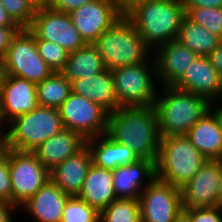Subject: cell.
Wrapping results in <instances>:
<instances>
[{
  "label": "cell",
  "mask_w": 222,
  "mask_h": 222,
  "mask_svg": "<svg viewBox=\"0 0 222 222\" xmlns=\"http://www.w3.org/2000/svg\"><path fill=\"white\" fill-rule=\"evenodd\" d=\"M39 55L54 72H61L69 57V51L50 41L36 40Z\"/></svg>",
  "instance_id": "d6a6232c"
},
{
  "label": "cell",
  "mask_w": 222,
  "mask_h": 222,
  "mask_svg": "<svg viewBox=\"0 0 222 222\" xmlns=\"http://www.w3.org/2000/svg\"><path fill=\"white\" fill-rule=\"evenodd\" d=\"M124 15L155 49L177 40L186 11L182 0H132L124 4Z\"/></svg>",
  "instance_id": "7a4b0ae2"
},
{
  "label": "cell",
  "mask_w": 222,
  "mask_h": 222,
  "mask_svg": "<svg viewBox=\"0 0 222 222\" xmlns=\"http://www.w3.org/2000/svg\"><path fill=\"white\" fill-rule=\"evenodd\" d=\"M112 173L117 199H139L143 191L141 188L143 179L151 183L156 178V165L154 161L139 159L128 166L112 170Z\"/></svg>",
  "instance_id": "d6986e66"
},
{
  "label": "cell",
  "mask_w": 222,
  "mask_h": 222,
  "mask_svg": "<svg viewBox=\"0 0 222 222\" xmlns=\"http://www.w3.org/2000/svg\"><path fill=\"white\" fill-rule=\"evenodd\" d=\"M206 161L186 135L161 136L156 178L181 189Z\"/></svg>",
  "instance_id": "5b68a950"
},
{
  "label": "cell",
  "mask_w": 222,
  "mask_h": 222,
  "mask_svg": "<svg viewBox=\"0 0 222 222\" xmlns=\"http://www.w3.org/2000/svg\"><path fill=\"white\" fill-rule=\"evenodd\" d=\"M0 27H19L0 3Z\"/></svg>",
  "instance_id": "60d3db41"
},
{
  "label": "cell",
  "mask_w": 222,
  "mask_h": 222,
  "mask_svg": "<svg viewBox=\"0 0 222 222\" xmlns=\"http://www.w3.org/2000/svg\"><path fill=\"white\" fill-rule=\"evenodd\" d=\"M106 134L117 143L127 145L139 159L156 163L161 135L154 105L119 107L109 113Z\"/></svg>",
  "instance_id": "6da1fadb"
},
{
  "label": "cell",
  "mask_w": 222,
  "mask_h": 222,
  "mask_svg": "<svg viewBox=\"0 0 222 222\" xmlns=\"http://www.w3.org/2000/svg\"><path fill=\"white\" fill-rule=\"evenodd\" d=\"M118 1H120L124 5L128 0H118Z\"/></svg>",
  "instance_id": "681fc988"
},
{
  "label": "cell",
  "mask_w": 222,
  "mask_h": 222,
  "mask_svg": "<svg viewBox=\"0 0 222 222\" xmlns=\"http://www.w3.org/2000/svg\"><path fill=\"white\" fill-rule=\"evenodd\" d=\"M5 77H6L5 61L3 57H0V90L4 83Z\"/></svg>",
  "instance_id": "7bdbcfd3"
},
{
  "label": "cell",
  "mask_w": 222,
  "mask_h": 222,
  "mask_svg": "<svg viewBox=\"0 0 222 222\" xmlns=\"http://www.w3.org/2000/svg\"><path fill=\"white\" fill-rule=\"evenodd\" d=\"M0 3L20 28L31 25L38 7L34 0H0Z\"/></svg>",
  "instance_id": "4dcf8cb0"
},
{
  "label": "cell",
  "mask_w": 222,
  "mask_h": 222,
  "mask_svg": "<svg viewBox=\"0 0 222 222\" xmlns=\"http://www.w3.org/2000/svg\"><path fill=\"white\" fill-rule=\"evenodd\" d=\"M1 126H0V158L5 156L8 153L9 150V144H8V133L5 131L1 132Z\"/></svg>",
  "instance_id": "b9f144b4"
},
{
  "label": "cell",
  "mask_w": 222,
  "mask_h": 222,
  "mask_svg": "<svg viewBox=\"0 0 222 222\" xmlns=\"http://www.w3.org/2000/svg\"><path fill=\"white\" fill-rule=\"evenodd\" d=\"M212 109H213V106L210 105V110L214 113L215 117L217 118L218 123L220 125V129L222 131V106L220 105L219 108L217 107L214 110H212Z\"/></svg>",
  "instance_id": "ee69618b"
},
{
  "label": "cell",
  "mask_w": 222,
  "mask_h": 222,
  "mask_svg": "<svg viewBox=\"0 0 222 222\" xmlns=\"http://www.w3.org/2000/svg\"><path fill=\"white\" fill-rule=\"evenodd\" d=\"M68 14L84 42L93 44L124 15V5L118 0H94Z\"/></svg>",
  "instance_id": "4fadbf2b"
},
{
  "label": "cell",
  "mask_w": 222,
  "mask_h": 222,
  "mask_svg": "<svg viewBox=\"0 0 222 222\" xmlns=\"http://www.w3.org/2000/svg\"><path fill=\"white\" fill-rule=\"evenodd\" d=\"M12 184L8 167V153L0 158V198L12 203Z\"/></svg>",
  "instance_id": "e575fe53"
},
{
  "label": "cell",
  "mask_w": 222,
  "mask_h": 222,
  "mask_svg": "<svg viewBox=\"0 0 222 222\" xmlns=\"http://www.w3.org/2000/svg\"><path fill=\"white\" fill-rule=\"evenodd\" d=\"M185 11L192 7H222V0H182Z\"/></svg>",
  "instance_id": "74e56055"
},
{
  "label": "cell",
  "mask_w": 222,
  "mask_h": 222,
  "mask_svg": "<svg viewBox=\"0 0 222 222\" xmlns=\"http://www.w3.org/2000/svg\"><path fill=\"white\" fill-rule=\"evenodd\" d=\"M4 117H3V113H2V103H1V94H0V126L2 123H4Z\"/></svg>",
  "instance_id": "7dc6e473"
},
{
  "label": "cell",
  "mask_w": 222,
  "mask_h": 222,
  "mask_svg": "<svg viewBox=\"0 0 222 222\" xmlns=\"http://www.w3.org/2000/svg\"><path fill=\"white\" fill-rule=\"evenodd\" d=\"M20 29V27H0V57L4 58L13 37Z\"/></svg>",
  "instance_id": "8d00e7d4"
},
{
  "label": "cell",
  "mask_w": 222,
  "mask_h": 222,
  "mask_svg": "<svg viewBox=\"0 0 222 222\" xmlns=\"http://www.w3.org/2000/svg\"><path fill=\"white\" fill-rule=\"evenodd\" d=\"M78 197L100 213L117 200L112 171L91 164Z\"/></svg>",
  "instance_id": "cb8c5ba5"
},
{
  "label": "cell",
  "mask_w": 222,
  "mask_h": 222,
  "mask_svg": "<svg viewBox=\"0 0 222 222\" xmlns=\"http://www.w3.org/2000/svg\"><path fill=\"white\" fill-rule=\"evenodd\" d=\"M71 92L100 105L108 113L119 108L110 70L71 82Z\"/></svg>",
  "instance_id": "7402d4cb"
},
{
  "label": "cell",
  "mask_w": 222,
  "mask_h": 222,
  "mask_svg": "<svg viewBox=\"0 0 222 222\" xmlns=\"http://www.w3.org/2000/svg\"><path fill=\"white\" fill-rule=\"evenodd\" d=\"M222 160L208 159L181 188L183 208L219 206Z\"/></svg>",
  "instance_id": "5bb4252c"
},
{
  "label": "cell",
  "mask_w": 222,
  "mask_h": 222,
  "mask_svg": "<svg viewBox=\"0 0 222 222\" xmlns=\"http://www.w3.org/2000/svg\"><path fill=\"white\" fill-rule=\"evenodd\" d=\"M0 94L2 113L7 123L38 106L36 83L27 79L6 75Z\"/></svg>",
  "instance_id": "e0dca14e"
},
{
  "label": "cell",
  "mask_w": 222,
  "mask_h": 222,
  "mask_svg": "<svg viewBox=\"0 0 222 222\" xmlns=\"http://www.w3.org/2000/svg\"><path fill=\"white\" fill-rule=\"evenodd\" d=\"M218 201H219V206H222V172H221V180H220L219 189H218Z\"/></svg>",
  "instance_id": "bcb514c9"
},
{
  "label": "cell",
  "mask_w": 222,
  "mask_h": 222,
  "mask_svg": "<svg viewBox=\"0 0 222 222\" xmlns=\"http://www.w3.org/2000/svg\"><path fill=\"white\" fill-rule=\"evenodd\" d=\"M8 130L9 149L33 152L44 141L64 129L59 110L37 106L10 123Z\"/></svg>",
  "instance_id": "8992f818"
},
{
  "label": "cell",
  "mask_w": 222,
  "mask_h": 222,
  "mask_svg": "<svg viewBox=\"0 0 222 222\" xmlns=\"http://www.w3.org/2000/svg\"><path fill=\"white\" fill-rule=\"evenodd\" d=\"M100 213L78 196H70L65 203L61 222H97Z\"/></svg>",
  "instance_id": "f546056e"
},
{
  "label": "cell",
  "mask_w": 222,
  "mask_h": 222,
  "mask_svg": "<svg viewBox=\"0 0 222 222\" xmlns=\"http://www.w3.org/2000/svg\"><path fill=\"white\" fill-rule=\"evenodd\" d=\"M6 75H13L39 83L54 71L39 55L35 36L28 28H21L13 37L4 56Z\"/></svg>",
  "instance_id": "ba28073f"
},
{
  "label": "cell",
  "mask_w": 222,
  "mask_h": 222,
  "mask_svg": "<svg viewBox=\"0 0 222 222\" xmlns=\"http://www.w3.org/2000/svg\"><path fill=\"white\" fill-rule=\"evenodd\" d=\"M37 86L39 106L59 108L71 93V82L61 72H53Z\"/></svg>",
  "instance_id": "83f0119b"
},
{
  "label": "cell",
  "mask_w": 222,
  "mask_h": 222,
  "mask_svg": "<svg viewBox=\"0 0 222 222\" xmlns=\"http://www.w3.org/2000/svg\"><path fill=\"white\" fill-rule=\"evenodd\" d=\"M191 222H222V206L183 208Z\"/></svg>",
  "instance_id": "836d02e7"
},
{
  "label": "cell",
  "mask_w": 222,
  "mask_h": 222,
  "mask_svg": "<svg viewBox=\"0 0 222 222\" xmlns=\"http://www.w3.org/2000/svg\"><path fill=\"white\" fill-rule=\"evenodd\" d=\"M101 222H142L139 199H117L100 212Z\"/></svg>",
  "instance_id": "f1b7e54d"
},
{
  "label": "cell",
  "mask_w": 222,
  "mask_h": 222,
  "mask_svg": "<svg viewBox=\"0 0 222 222\" xmlns=\"http://www.w3.org/2000/svg\"><path fill=\"white\" fill-rule=\"evenodd\" d=\"M68 196L49 179L21 207L38 222H61Z\"/></svg>",
  "instance_id": "ffe728a7"
},
{
  "label": "cell",
  "mask_w": 222,
  "mask_h": 222,
  "mask_svg": "<svg viewBox=\"0 0 222 222\" xmlns=\"http://www.w3.org/2000/svg\"><path fill=\"white\" fill-rule=\"evenodd\" d=\"M139 197L142 222H174L183 210L181 189L155 178Z\"/></svg>",
  "instance_id": "7c38bea8"
},
{
  "label": "cell",
  "mask_w": 222,
  "mask_h": 222,
  "mask_svg": "<svg viewBox=\"0 0 222 222\" xmlns=\"http://www.w3.org/2000/svg\"><path fill=\"white\" fill-rule=\"evenodd\" d=\"M12 203L18 207L31 198L49 179L50 171L31 151L8 150Z\"/></svg>",
  "instance_id": "9c48e42d"
},
{
  "label": "cell",
  "mask_w": 222,
  "mask_h": 222,
  "mask_svg": "<svg viewBox=\"0 0 222 222\" xmlns=\"http://www.w3.org/2000/svg\"><path fill=\"white\" fill-rule=\"evenodd\" d=\"M174 222H191L189 216L182 210L181 213L176 217Z\"/></svg>",
  "instance_id": "f6af8a7d"
},
{
  "label": "cell",
  "mask_w": 222,
  "mask_h": 222,
  "mask_svg": "<svg viewBox=\"0 0 222 222\" xmlns=\"http://www.w3.org/2000/svg\"><path fill=\"white\" fill-rule=\"evenodd\" d=\"M93 44L98 49L104 66L110 71L151 59L149 55L152 54V48L145 43L125 15L106 29Z\"/></svg>",
  "instance_id": "277c9868"
},
{
  "label": "cell",
  "mask_w": 222,
  "mask_h": 222,
  "mask_svg": "<svg viewBox=\"0 0 222 222\" xmlns=\"http://www.w3.org/2000/svg\"><path fill=\"white\" fill-rule=\"evenodd\" d=\"M38 5H47L50 0H34Z\"/></svg>",
  "instance_id": "c3c4849f"
},
{
  "label": "cell",
  "mask_w": 222,
  "mask_h": 222,
  "mask_svg": "<svg viewBox=\"0 0 222 222\" xmlns=\"http://www.w3.org/2000/svg\"><path fill=\"white\" fill-rule=\"evenodd\" d=\"M99 137L102 139L100 140ZM86 145L91 153L92 164L107 170L112 171L139 160L137 155L127 145L117 143L106 133L87 139Z\"/></svg>",
  "instance_id": "603a6c76"
},
{
  "label": "cell",
  "mask_w": 222,
  "mask_h": 222,
  "mask_svg": "<svg viewBox=\"0 0 222 222\" xmlns=\"http://www.w3.org/2000/svg\"><path fill=\"white\" fill-rule=\"evenodd\" d=\"M16 205L0 198V222H12L11 210H16Z\"/></svg>",
  "instance_id": "f35d334b"
},
{
  "label": "cell",
  "mask_w": 222,
  "mask_h": 222,
  "mask_svg": "<svg viewBox=\"0 0 222 222\" xmlns=\"http://www.w3.org/2000/svg\"><path fill=\"white\" fill-rule=\"evenodd\" d=\"M222 78V43L207 56Z\"/></svg>",
  "instance_id": "ab89813d"
},
{
  "label": "cell",
  "mask_w": 222,
  "mask_h": 222,
  "mask_svg": "<svg viewBox=\"0 0 222 222\" xmlns=\"http://www.w3.org/2000/svg\"><path fill=\"white\" fill-rule=\"evenodd\" d=\"M65 129L76 131L86 139L107 132L108 112L100 105L71 92L58 108Z\"/></svg>",
  "instance_id": "8fae6325"
},
{
  "label": "cell",
  "mask_w": 222,
  "mask_h": 222,
  "mask_svg": "<svg viewBox=\"0 0 222 222\" xmlns=\"http://www.w3.org/2000/svg\"><path fill=\"white\" fill-rule=\"evenodd\" d=\"M186 136L207 160H222V131L211 110L192 126Z\"/></svg>",
  "instance_id": "d4e9b609"
},
{
  "label": "cell",
  "mask_w": 222,
  "mask_h": 222,
  "mask_svg": "<svg viewBox=\"0 0 222 222\" xmlns=\"http://www.w3.org/2000/svg\"><path fill=\"white\" fill-rule=\"evenodd\" d=\"M28 30L35 36V40L53 42L69 52L86 45L69 14L48 5H38Z\"/></svg>",
  "instance_id": "30bf717a"
},
{
  "label": "cell",
  "mask_w": 222,
  "mask_h": 222,
  "mask_svg": "<svg viewBox=\"0 0 222 222\" xmlns=\"http://www.w3.org/2000/svg\"><path fill=\"white\" fill-rule=\"evenodd\" d=\"M92 1L94 0H50L47 5L54 10L70 13L71 11L81 7L83 4Z\"/></svg>",
  "instance_id": "d590c367"
},
{
  "label": "cell",
  "mask_w": 222,
  "mask_h": 222,
  "mask_svg": "<svg viewBox=\"0 0 222 222\" xmlns=\"http://www.w3.org/2000/svg\"><path fill=\"white\" fill-rule=\"evenodd\" d=\"M177 40L198 56L207 57L222 43V38L184 16Z\"/></svg>",
  "instance_id": "4316f807"
},
{
  "label": "cell",
  "mask_w": 222,
  "mask_h": 222,
  "mask_svg": "<svg viewBox=\"0 0 222 222\" xmlns=\"http://www.w3.org/2000/svg\"><path fill=\"white\" fill-rule=\"evenodd\" d=\"M87 139L76 131L63 129L44 141L33 152L42 164L51 171L68 157L76 154L86 146Z\"/></svg>",
  "instance_id": "44dd1931"
},
{
  "label": "cell",
  "mask_w": 222,
  "mask_h": 222,
  "mask_svg": "<svg viewBox=\"0 0 222 222\" xmlns=\"http://www.w3.org/2000/svg\"><path fill=\"white\" fill-rule=\"evenodd\" d=\"M165 92L154 102L161 136L186 135L192 126L210 110L206 97L176 89L163 87Z\"/></svg>",
  "instance_id": "3957f363"
},
{
  "label": "cell",
  "mask_w": 222,
  "mask_h": 222,
  "mask_svg": "<svg viewBox=\"0 0 222 222\" xmlns=\"http://www.w3.org/2000/svg\"><path fill=\"white\" fill-rule=\"evenodd\" d=\"M91 164V153L86 145L55 166L50 171V179L68 196H78Z\"/></svg>",
  "instance_id": "ac0fdd59"
},
{
  "label": "cell",
  "mask_w": 222,
  "mask_h": 222,
  "mask_svg": "<svg viewBox=\"0 0 222 222\" xmlns=\"http://www.w3.org/2000/svg\"><path fill=\"white\" fill-rule=\"evenodd\" d=\"M173 87L202 95L211 103L222 98V78L205 56H198Z\"/></svg>",
  "instance_id": "9a60e30c"
},
{
  "label": "cell",
  "mask_w": 222,
  "mask_h": 222,
  "mask_svg": "<svg viewBox=\"0 0 222 222\" xmlns=\"http://www.w3.org/2000/svg\"><path fill=\"white\" fill-rule=\"evenodd\" d=\"M105 69L98 49L94 44H86L76 51L69 52V57L61 73L72 82L84 77L94 76Z\"/></svg>",
  "instance_id": "484cf974"
},
{
  "label": "cell",
  "mask_w": 222,
  "mask_h": 222,
  "mask_svg": "<svg viewBox=\"0 0 222 222\" xmlns=\"http://www.w3.org/2000/svg\"><path fill=\"white\" fill-rule=\"evenodd\" d=\"M156 49V77L164 87H173L198 57L178 40L169 41Z\"/></svg>",
  "instance_id": "2e32d148"
},
{
  "label": "cell",
  "mask_w": 222,
  "mask_h": 222,
  "mask_svg": "<svg viewBox=\"0 0 222 222\" xmlns=\"http://www.w3.org/2000/svg\"><path fill=\"white\" fill-rule=\"evenodd\" d=\"M150 68H153V70ZM111 73L119 107L154 105L157 97L156 92H158L156 91L155 81H153V78L157 75L154 56L147 62L123 66L111 71Z\"/></svg>",
  "instance_id": "52a82bcc"
},
{
  "label": "cell",
  "mask_w": 222,
  "mask_h": 222,
  "mask_svg": "<svg viewBox=\"0 0 222 222\" xmlns=\"http://www.w3.org/2000/svg\"><path fill=\"white\" fill-rule=\"evenodd\" d=\"M186 15L222 38V7H192Z\"/></svg>",
  "instance_id": "1f68e13d"
}]
</instances>
